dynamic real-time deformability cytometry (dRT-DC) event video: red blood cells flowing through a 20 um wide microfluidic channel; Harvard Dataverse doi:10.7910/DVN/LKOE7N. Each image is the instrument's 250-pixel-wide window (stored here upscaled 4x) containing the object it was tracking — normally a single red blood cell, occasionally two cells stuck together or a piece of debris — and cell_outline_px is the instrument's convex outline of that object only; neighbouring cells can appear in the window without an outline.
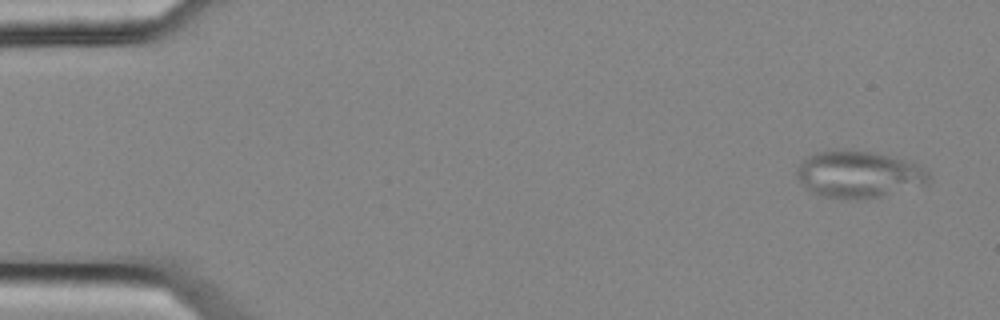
{"species": "common noctule bat (a hibernating species)", "species_latin": "Nyctalus noctula", "temperature_condition": "cold", "stored_images_in_passage": 5, "camera_frame_rate_fps": 3000, "um_per_image_px": 0.085, "animal": {"sex": "female", "body_mass_g": 25.1}, "frame": {"image": 1, "passage_image": 1, "time_ms": 0.0, "image_size_px": [1000, 320], "cell_outline_px": [[928, 184], [880, 196], [860, 200], [856, 200], [824, 196], [812, 192], [804, 188], [800, 184], [796, 176], [796, 172], [800, 164], [808, 156], [816, 152], [840, 148], [856, 148], [912, 160], [920, 164], [928, 172]], "centroid_in_image_um": [72.99, 14.78], "position_along_channel_um": 12.0, "area_um2": 36.93}}